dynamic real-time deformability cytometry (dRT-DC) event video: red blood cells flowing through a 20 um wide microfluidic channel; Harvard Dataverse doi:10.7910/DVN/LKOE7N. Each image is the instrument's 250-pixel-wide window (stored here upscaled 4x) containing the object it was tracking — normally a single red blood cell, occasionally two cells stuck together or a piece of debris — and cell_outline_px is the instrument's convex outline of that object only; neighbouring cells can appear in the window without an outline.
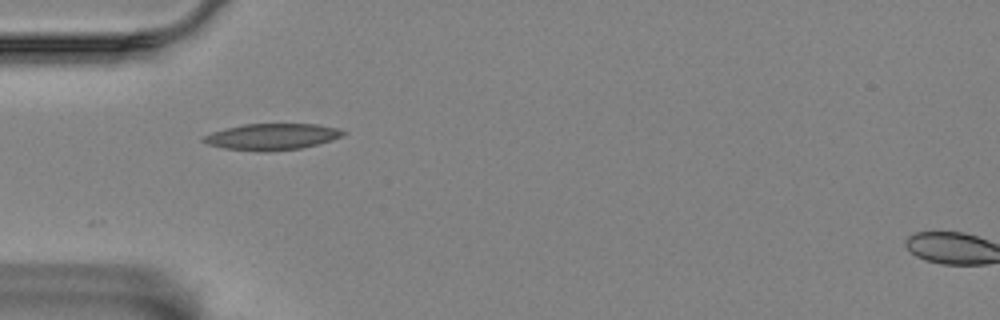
{"species": "Egyptian fruit bat (a non-hibernating species)", "species_latin": "Rousettus aegyptiacus", "temperature_condition": "room temperature", "stored_images_in_passage": 24, "camera_frame_rate_fps": 3000, "um_per_image_px": 0.085, "animal": {"sex": "female"}, "frame": {"image": 1, "passage_image": 1, "time_ms": 0.0, "image_size_px": [1000, 320], "cell_outline_px": [[348, 132], [332, 140], [300, 148], [224, 148], [208, 144], [200, 140], [204, 136], [212, 132], [224, 128], [244, 124], [316, 124], [336, 128]], "centroid_in_image_um": [23.12, 11.56], "position_along_channel_um": 61.9, "area_um2": 20.17}}